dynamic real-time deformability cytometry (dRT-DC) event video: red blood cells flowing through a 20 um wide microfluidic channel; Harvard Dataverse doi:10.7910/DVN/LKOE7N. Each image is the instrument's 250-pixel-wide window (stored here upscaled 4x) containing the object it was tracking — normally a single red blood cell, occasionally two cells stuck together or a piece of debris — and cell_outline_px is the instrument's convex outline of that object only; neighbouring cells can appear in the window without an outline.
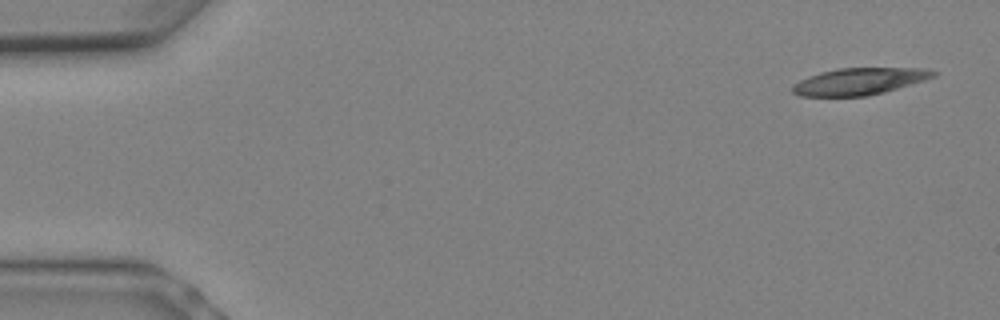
{"species": "Egyptian fruit bat (a non-hibernating species)", "species_latin": "Rousettus aegyptiacus", "temperature_condition": "warm", "stored_images_in_passage": 5, "camera_frame_rate_fps": 3000, "um_per_image_px": 0.085, "animal": {"sex": "female"}, "frame": {"image": 1, "passage_image": 1, "time_ms": 0.0, "image_size_px": [1000, 320], "cell_outline_px": [[940, 72], [936, 76], [924, 80], [884, 92], [868, 96], [800, 96], [792, 92], [792, 84], [808, 76], [820, 72], [840, 68], [928, 68]], "centroid_in_image_um": [73.06, 6.91], "position_along_channel_um": 11.9, "area_um2": 22.14}}